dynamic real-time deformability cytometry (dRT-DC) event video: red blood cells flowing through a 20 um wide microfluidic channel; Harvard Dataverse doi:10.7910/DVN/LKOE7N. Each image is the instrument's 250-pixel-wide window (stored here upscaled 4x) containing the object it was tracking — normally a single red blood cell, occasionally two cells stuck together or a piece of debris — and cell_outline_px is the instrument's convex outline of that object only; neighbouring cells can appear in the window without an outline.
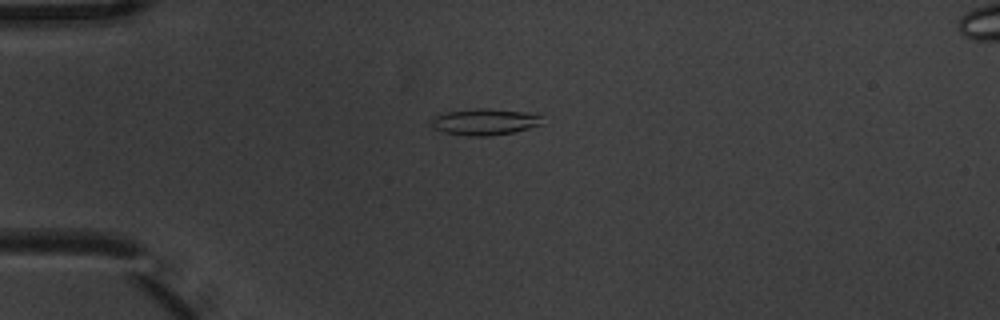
{"species": "common noctule bat (a hibernating species)", "species_latin": "Nyctalus noctula", "temperature_condition": "warm", "stored_images_in_passage": 6, "camera_frame_rate_fps": 3000, "um_per_image_px": 0.085, "animal": {"sex": "male", "body_mass_g": 20.1, "forearm_length_mm": 53.5}, "frame": {"image": 1, "passage_image": 4, "time_ms": 1.0, "image_size_px": [1000, 320], "cell_outline_px": [[540, 124], [512, 132], [488, 136], [468, 136], [444, 132], [436, 128], [428, 120], [432, 116], [448, 112], [480, 108], [488, 108], [536, 112], [540, 116]], "centroid_in_image_um": [41.18, 10.34], "position_along_channel_um": 43.8, "area_um2": 16.99}}